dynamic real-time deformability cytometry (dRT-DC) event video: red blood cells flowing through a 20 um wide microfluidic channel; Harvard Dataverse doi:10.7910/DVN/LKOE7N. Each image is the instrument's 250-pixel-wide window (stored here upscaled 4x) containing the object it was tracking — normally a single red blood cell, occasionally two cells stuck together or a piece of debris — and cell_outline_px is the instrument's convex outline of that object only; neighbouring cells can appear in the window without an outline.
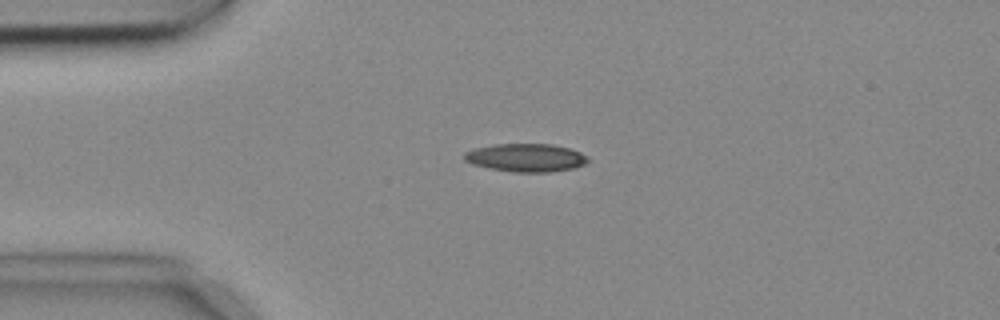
{"species": "common noctule bat (a hibernating species)", "species_latin": "Nyctalus noctula", "temperature_condition": "cold", "stored_images_in_passage": 4, "camera_frame_rate_fps": 3000, "um_per_image_px": 0.085, "animal": {"sex": "female", "body_mass_g": 18.4}, "frame": {"image": 1, "passage_image": 4, "time_ms": 1.0, "image_size_px": [1000, 320], "cell_outline_px": [[588, 160], [584, 164], [572, 168], [548, 172], [512, 172], [488, 168], [472, 164], [464, 160], [464, 152], [476, 148], [496, 144], [552, 144], [568, 148], [580, 152], [588, 156]], "centroid_in_image_um": [44.68, 13.4], "position_along_channel_um": 40.3, "area_um2": 20.17}}